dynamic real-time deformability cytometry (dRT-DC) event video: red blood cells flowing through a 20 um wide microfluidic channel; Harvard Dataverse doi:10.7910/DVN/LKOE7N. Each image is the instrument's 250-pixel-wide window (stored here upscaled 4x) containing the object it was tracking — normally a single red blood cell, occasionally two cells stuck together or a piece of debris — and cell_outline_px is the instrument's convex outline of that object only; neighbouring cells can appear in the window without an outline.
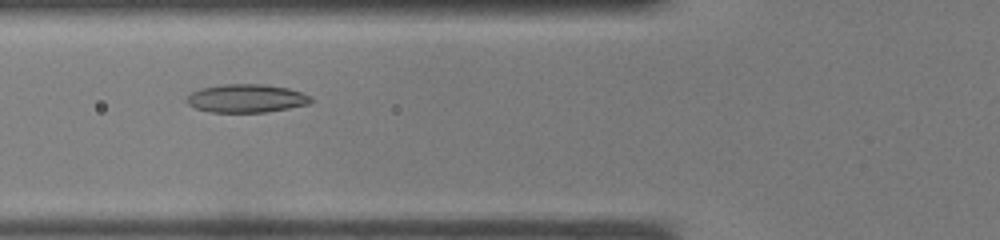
{"species": "common noctule bat (a hibernating species)", "species_latin": "Nyctalus noctula", "temperature_condition": "warm", "stored_images_in_passage": 32, "camera_frame_rate_fps": 3000, "um_per_image_px": 0.085, "animal": {"sex": "male", "body_mass_g": 19.0, "forearm_length_mm": 50.8}, "frame": {"image": 1, "passage_image": 9, "time_ms": 2.667, "image_size_px": [1000, 240], "cell_outline_px": [[312, 100], [304, 104], [284, 108], [260, 112], [216, 112], [196, 108], [188, 100], [188, 96], [204, 88], [232, 84], [248, 84], [284, 88], [300, 92], [308, 96]], "centroid_in_image_um": [20.93, 8.37], "position_along_channel_um": 104.9, "area_um2": 19.02}}
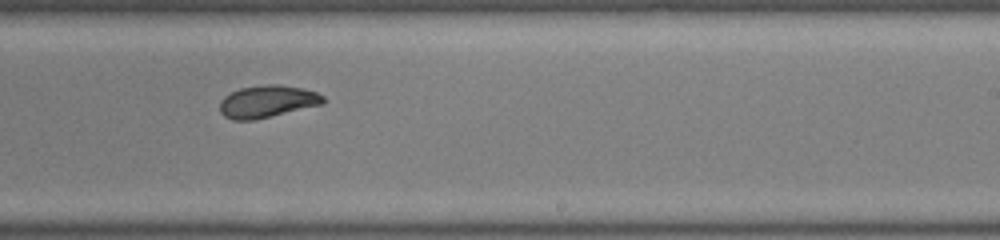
{"frame": {"image": 2, "passage_image": 18, "time_ms": 5.667, "image_size_px": [1000, 240], "cell_outline_px": [[324, 100], [320, 104], [268, 116], [248, 120], [236, 120], [228, 116], [220, 108], [220, 104], [232, 92], [244, 88], [300, 88], [316, 92]], "centroid_in_image_um": [22.71, 8.67], "position_along_channel_um": 266.3, "area_um2": 17.17}}
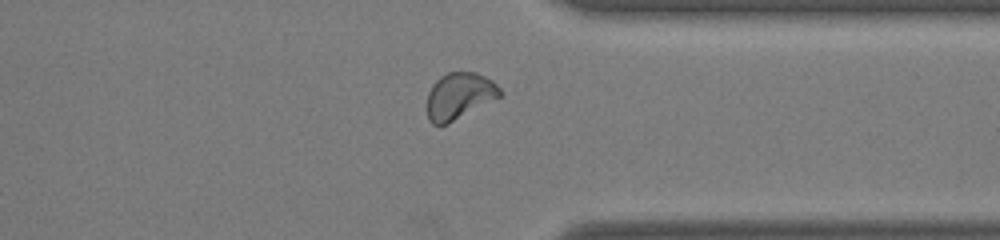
{"frame": {"image": 3, "passage_image": 24, "time_ms": 7.667, "image_size_px": [1000, 240], "cell_outline_px": [[500, 96], [444, 124], [432, 124], [428, 116], [428, 96], [436, 80], [448, 72], [472, 72], [488, 80], [500, 88]], "centroid_in_image_um": [39.0, 8.14], "position_along_channel_um": 372.4, "area_um2": 18.5}}